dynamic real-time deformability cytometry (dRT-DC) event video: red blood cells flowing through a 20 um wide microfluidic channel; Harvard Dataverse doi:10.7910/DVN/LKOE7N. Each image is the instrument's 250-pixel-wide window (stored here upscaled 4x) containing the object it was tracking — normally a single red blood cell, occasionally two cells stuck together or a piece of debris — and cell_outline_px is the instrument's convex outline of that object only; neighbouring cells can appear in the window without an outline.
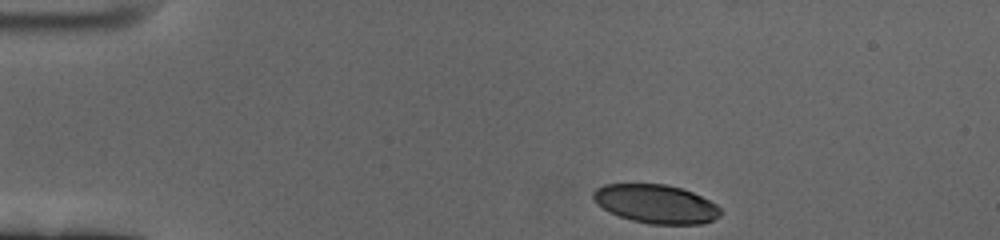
{"species": "human", "species_latin": "Homo sapiens", "temperature_condition": "cold", "stored_images_in_passage": 51, "camera_frame_rate_fps": 3000, "um_per_image_px": 0.085, "donor": {"sex": "female"}, "frame": {"image": 1, "passage_image": 1, "time_ms": 0.0, "image_size_px": [1000, 240], "cell_outline_px": [[720, 216], [712, 220], [700, 224], [648, 224], [632, 220], [608, 212], [596, 204], [592, 196], [592, 192], [596, 188], [604, 184], [664, 184], [680, 188], [692, 192], [716, 204], [720, 208]], "centroid_in_image_um": [55.71, 17.33], "position_along_channel_um": 29.3, "area_um2": 28.67}}
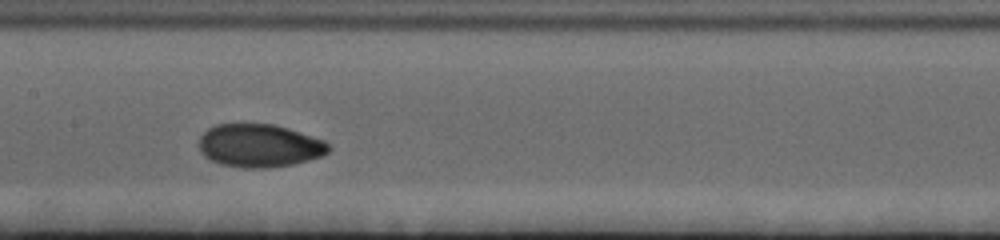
{"frame": {"image": 2, "passage_image": 21, "time_ms": 6.667, "image_size_px": [1000, 240], "cell_outline_px": [[332, 148], [324, 156], [292, 164], [268, 168], [244, 168], [220, 164], [204, 156], [200, 152], [200, 136], [208, 128], [216, 124], [272, 124], [324, 140]], "centroid_in_image_um": [22.05, 12.39], "position_along_channel_um": 185.4, "area_um2": 32.43}}
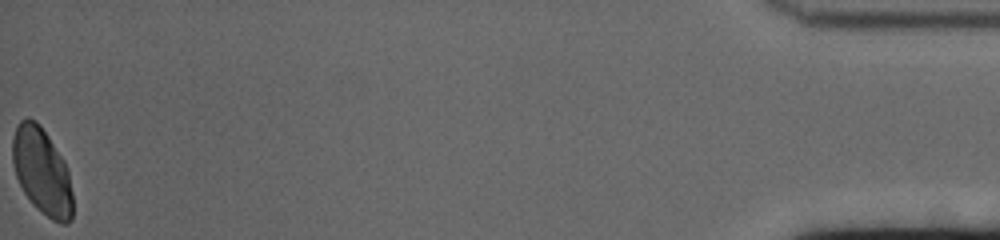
{"frame": {"image": 3, "passage_image": 51, "time_ms": 16.667, "image_size_px": [1000, 240], "cell_outline_px": [[72, 220], [68, 224], [60, 224], [52, 220], [36, 208], [24, 192], [16, 176], [12, 160], [12, 136], [20, 120], [28, 116], [36, 120], [40, 124], [64, 160], [68, 168], [72, 192]], "centroid_in_image_um": [3.57, 14.56], "position_along_channel_um": 431.6, "area_um2": 30.63}, "authors_computed_cell_mechanics": {"area_um2": 30.9808, "velocity_mm_per_s": 3.3749, "shape_relaxation_time_tau1_ms": 3.1007, "shape_relaxation_time_tau2_ms": 1.9448, "deformation_change_tau1": 0.1366, "deformation_change_tau2": 0.0468}}